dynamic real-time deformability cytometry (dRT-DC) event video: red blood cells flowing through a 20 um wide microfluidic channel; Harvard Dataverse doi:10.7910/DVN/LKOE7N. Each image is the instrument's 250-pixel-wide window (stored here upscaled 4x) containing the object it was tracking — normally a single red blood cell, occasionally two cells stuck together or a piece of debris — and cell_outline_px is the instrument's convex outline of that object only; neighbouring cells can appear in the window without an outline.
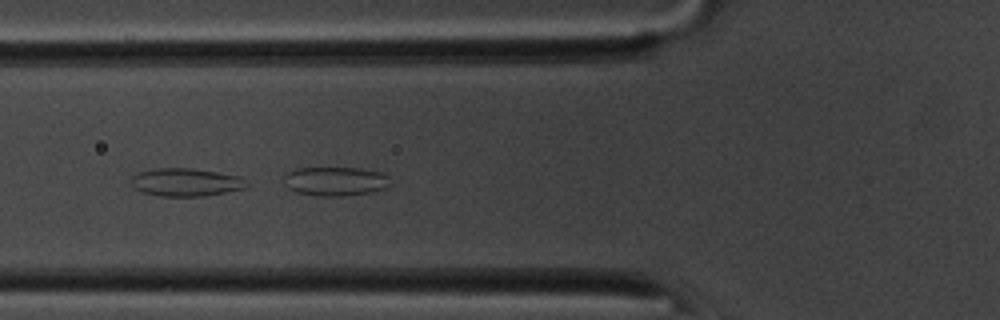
{"species": "common noctule bat (a hibernating species)", "species_latin": "Nyctalus noctula", "temperature_condition": "room temperature", "stored_images_in_passage": 18, "camera_frame_rate_fps": 3000, "um_per_image_px": 0.085, "animal": {"sex": "male", "body_mass_g": 20.1, "forearm_length_mm": 53.5}, "frame": {"image": 1, "passage_image": 18, "time_ms": 5.667, "image_size_px": [1000, 320], "cell_outline_px": [[392, 184], [384, 188], [372, 192], [344, 196], [320, 196], [296, 192], [288, 188], [284, 184], [284, 172], [296, 168], [360, 168], [380, 172], [388, 176]], "centroid_in_image_um": [28.48, 15.4], "position_along_channel_um": 97.3, "area_um2": 18.21}}